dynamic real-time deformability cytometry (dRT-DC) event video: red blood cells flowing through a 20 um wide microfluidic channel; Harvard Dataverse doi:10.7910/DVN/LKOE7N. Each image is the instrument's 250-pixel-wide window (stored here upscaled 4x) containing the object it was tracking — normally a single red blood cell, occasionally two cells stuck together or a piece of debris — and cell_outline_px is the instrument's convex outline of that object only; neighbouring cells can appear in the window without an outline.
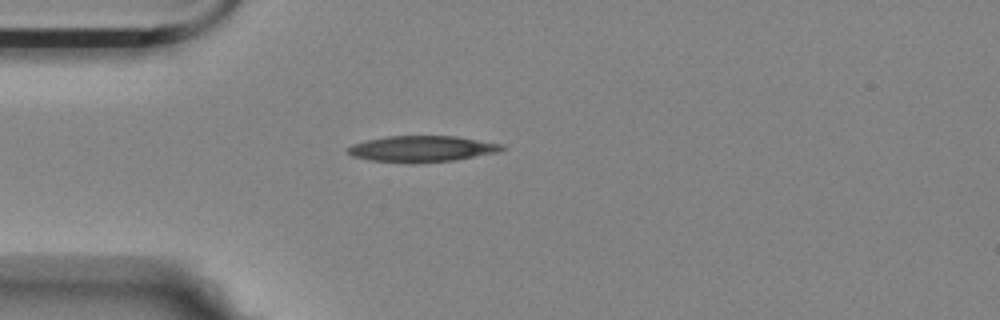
{"species": "Egyptian fruit bat (a non-hibernating species)", "species_latin": "Rousettus aegyptiacus", "temperature_condition": "room temperature", "stored_images_in_passage": 3, "camera_frame_rate_fps": 3000, "um_per_image_px": 0.085, "animal": {"sex": "female"}, "frame": {"image": 1, "passage_image": 3, "time_ms": 3.0, "image_size_px": [1000, 320], "cell_outline_px": [[504, 148], [500, 152], [456, 160], [416, 164], [412, 164], [368, 160], [352, 156], [348, 152], [348, 148], [352, 144], [364, 140], [388, 136], [456, 136], [504, 144]], "centroid_in_image_um": [35.87, 12.66], "position_along_channel_um": 49.1, "area_um2": 23.87}}